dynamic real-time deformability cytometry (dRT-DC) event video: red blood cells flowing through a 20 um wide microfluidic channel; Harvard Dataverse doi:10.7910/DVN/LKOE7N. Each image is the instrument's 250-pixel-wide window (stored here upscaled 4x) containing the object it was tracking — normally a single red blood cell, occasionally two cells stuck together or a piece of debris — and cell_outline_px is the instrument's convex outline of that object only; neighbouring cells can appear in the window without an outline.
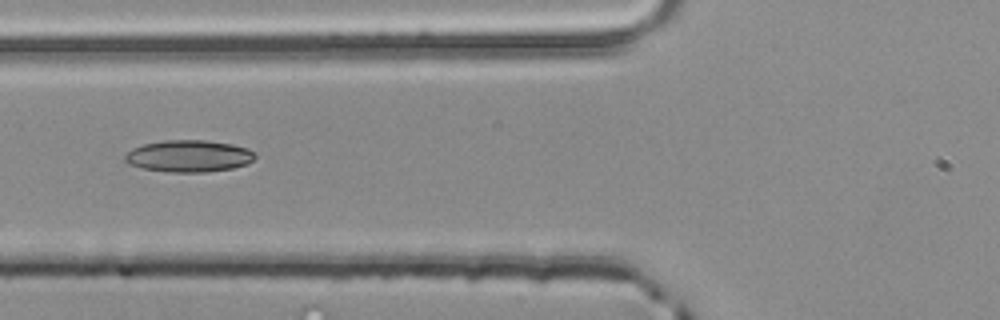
{"species": "common noctule bat (a hibernating species)", "species_latin": "Nyctalus noctula", "temperature_condition": "room temperature", "stored_images_in_passage": 4, "camera_frame_rate_fps": 3000, "um_per_image_px": 0.085, "animal": {"sex": "male", "body_mass_g": 20.4}, "frame": {"image": 1, "passage_image": 4, "time_ms": 1.0, "image_size_px": [1000, 320], "cell_outline_px": [[256, 156], [248, 164], [232, 168], [208, 172], [168, 172], [140, 168], [128, 164], [124, 160], [124, 156], [132, 148], [144, 144], [164, 140], [208, 140], [232, 144], [248, 148]], "centroid_in_image_um": [16.03, 13.27], "position_along_channel_um": 109.8, "area_um2": 24.33}}